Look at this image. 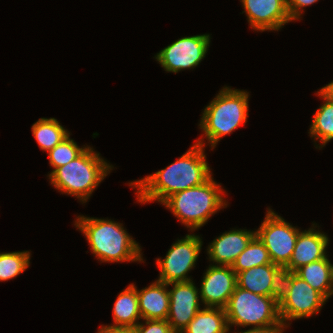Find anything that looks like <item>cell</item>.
<instances>
[{
	"instance_id": "13",
	"label": "cell",
	"mask_w": 333,
	"mask_h": 333,
	"mask_svg": "<svg viewBox=\"0 0 333 333\" xmlns=\"http://www.w3.org/2000/svg\"><path fill=\"white\" fill-rule=\"evenodd\" d=\"M250 28L257 31H278L291 22L286 0H240Z\"/></svg>"
},
{
	"instance_id": "4",
	"label": "cell",
	"mask_w": 333,
	"mask_h": 333,
	"mask_svg": "<svg viewBox=\"0 0 333 333\" xmlns=\"http://www.w3.org/2000/svg\"><path fill=\"white\" fill-rule=\"evenodd\" d=\"M249 92L223 87L207 105L200 120L199 128L214 149L227 134L247 122Z\"/></svg>"
},
{
	"instance_id": "22",
	"label": "cell",
	"mask_w": 333,
	"mask_h": 333,
	"mask_svg": "<svg viewBox=\"0 0 333 333\" xmlns=\"http://www.w3.org/2000/svg\"><path fill=\"white\" fill-rule=\"evenodd\" d=\"M32 134L40 149L49 152L68 137L70 132L55 118H40L32 125Z\"/></svg>"
},
{
	"instance_id": "10",
	"label": "cell",
	"mask_w": 333,
	"mask_h": 333,
	"mask_svg": "<svg viewBox=\"0 0 333 333\" xmlns=\"http://www.w3.org/2000/svg\"><path fill=\"white\" fill-rule=\"evenodd\" d=\"M327 299L293 272V284L284 300L279 304V314L284 328L290 320L309 318L317 314ZM288 323H287V322Z\"/></svg>"
},
{
	"instance_id": "26",
	"label": "cell",
	"mask_w": 333,
	"mask_h": 333,
	"mask_svg": "<svg viewBox=\"0 0 333 333\" xmlns=\"http://www.w3.org/2000/svg\"><path fill=\"white\" fill-rule=\"evenodd\" d=\"M293 284V271L286 266H278L272 276L271 297L280 304Z\"/></svg>"
},
{
	"instance_id": "8",
	"label": "cell",
	"mask_w": 333,
	"mask_h": 333,
	"mask_svg": "<svg viewBox=\"0 0 333 333\" xmlns=\"http://www.w3.org/2000/svg\"><path fill=\"white\" fill-rule=\"evenodd\" d=\"M202 245L200 236L194 234L173 243L164 259H156L160 270L158 281L166 284L192 281L187 275L195 267Z\"/></svg>"
},
{
	"instance_id": "28",
	"label": "cell",
	"mask_w": 333,
	"mask_h": 333,
	"mask_svg": "<svg viewBox=\"0 0 333 333\" xmlns=\"http://www.w3.org/2000/svg\"><path fill=\"white\" fill-rule=\"evenodd\" d=\"M318 0H286L288 14L292 21L301 19L304 7L313 5Z\"/></svg>"
},
{
	"instance_id": "25",
	"label": "cell",
	"mask_w": 333,
	"mask_h": 333,
	"mask_svg": "<svg viewBox=\"0 0 333 333\" xmlns=\"http://www.w3.org/2000/svg\"><path fill=\"white\" fill-rule=\"evenodd\" d=\"M87 147L88 145H84V147L80 148L73 139H70V135L66 137L61 143L48 152L50 166L54 168L48 176L56 168L64 166L68 162L76 159L87 149Z\"/></svg>"
},
{
	"instance_id": "3",
	"label": "cell",
	"mask_w": 333,
	"mask_h": 333,
	"mask_svg": "<svg viewBox=\"0 0 333 333\" xmlns=\"http://www.w3.org/2000/svg\"><path fill=\"white\" fill-rule=\"evenodd\" d=\"M112 169L113 165L88 146L76 159L56 168L49 180L59 192L75 196L84 204Z\"/></svg>"
},
{
	"instance_id": "16",
	"label": "cell",
	"mask_w": 333,
	"mask_h": 333,
	"mask_svg": "<svg viewBox=\"0 0 333 333\" xmlns=\"http://www.w3.org/2000/svg\"><path fill=\"white\" fill-rule=\"evenodd\" d=\"M169 285L154 281L148 287L137 290L139 311L142 320H166L169 313Z\"/></svg>"
},
{
	"instance_id": "19",
	"label": "cell",
	"mask_w": 333,
	"mask_h": 333,
	"mask_svg": "<svg viewBox=\"0 0 333 333\" xmlns=\"http://www.w3.org/2000/svg\"><path fill=\"white\" fill-rule=\"evenodd\" d=\"M229 330L224 308L205 307L181 333H229Z\"/></svg>"
},
{
	"instance_id": "9",
	"label": "cell",
	"mask_w": 333,
	"mask_h": 333,
	"mask_svg": "<svg viewBox=\"0 0 333 333\" xmlns=\"http://www.w3.org/2000/svg\"><path fill=\"white\" fill-rule=\"evenodd\" d=\"M210 34L181 37L155 55L167 72L178 73L194 69L205 58L210 46Z\"/></svg>"
},
{
	"instance_id": "31",
	"label": "cell",
	"mask_w": 333,
	"mask_h": 333,
	"mask_svg": "<svg viewBox=\"0 0 333 333\" xmlns=\"http://www.w3.org/2000/svg\"><path fill=\"white\" fill-rule=\"evenodd\" d=\"M319 91L333 102V81L322 87Z\"/></svg>"
},
{
	"instance_id": "11",
	"label": "cell",
	"mask_w": 333,
	"mask_h": 333,
	"mask_svg": "<svg viewBox=\"0 0 333 333\" xmlns=\"http://www.w3.org/2000/svg\"><path fill=\"white\" fill-rule=\"evenodd\" d=\"M173 286L168 289L170 295L169 313L167 321L175 333H181L201 310L199 300V289L192 281L172 282L168 284Z\"/></svg>"
},
{
	"instance_id": "23",
	"label": "cell",
	"mask_w": 333,
	"mask_h": 333,
	"mask_svg": "<svg viewBox=\"0 0 333 333\" xmlns=\"http://www.w3.org/2000/svg\"><path fill=\"white\" fill-rule=\"evenodd\" d=\"M273 264L264 243L256 235L231 266L236 274L252 267Z\"/></svg>"
},
{
	"instance_id": "20",
	"label": "cell",
	"mask_w": 333,
	"mask_h": 333,
	"mask_svg": "<svg viewBox=\"0 0 333 333\" xmlns=\"http://www.w3.org/2000/svg\"><path fill=\"white\" fill-rule=\"evenodd\" d=\"M275 264H266L244 270L237 274V286L264 296H271V284Z\"/></svg>"
},
{
	"instance_id": "24",
	"label": "cell",
	"mask_w": 333,
	"mask_h": 333,
	"mask_svg": "<svg viewBox=\"0 0 333 333\" xmlns=\"http://www.w3.org/2000/svg\"><path fill=\"white\" fill-rule=\"evenodd\" d=\"M29 251L0 253V281L16 278L30 266Z\"/></svg>"
},
{
	"instance_id": "14",
	"label": "cell",
	"mask_w": 333,
	"mask_h": 333,
	"mask_svg": "<svg viewBox=\"0 0 333 333\" xmlns=\"http://www.w3.org/2000/svg\"><path fill=\"white\" fill-rule=\"evenodd\" d=\"M255 236L256 231L247 229H233L222 233L209 244L208 259L213 265L216 263V265L232 266Z\"/></svg>"
},
{
	"instance_id": "21",
	"label": "cell",
	"mask_w": 333,
	"mask_h": 333,
	"mask_svg": "<svg viewBox=\"0 0 333 333\" xmlns=\"http://www.w3.org/2000/svg\"><path fill=\"white\" fill-rule=\"evenodd\" d=\"M323 99V104L315 112L309 134L314 141L319 139L320 146L315 148L324 147L330 140H333V102L326 98L320 91L316 93Z\"/></svg>"
},
{
	"instance_id": "18",
	"label": "cell",
	"mask_w": 333,
	"mask_h": 333,
	"mask_svg": "<svg viewBox=\"0 0 333 333\" xmlns=\"http://www.w3.org/2000/svg\"><path fill=\"white\" fill-rule=\"evenodd\" d=\"M113 324L111 326L135 327L142 319L134 283L120 292L113 306Z\"/></svg>"
},
{
	"instance_id": "5",
	"label": "cell",
	"mask_w": 333,
	"mask_h": 333,
	"mask_svg": "<svg viewBox=\"0 0 333 333\" xmlns=\"http://www.w3.org/2000/svg\"><path fill=\"white\" fill-rule=\"evenodd\" d=\"M221 185L211 176L203 184L169 196L163 203L191 231L204 226L209 218L228 206ZM227 205V206H226Z\"/></svg>"
},
{
	"instance_id": "1",
	"label": "cell",
	"mask_w": 333,
	"mask_h": 333,
	"mask_svg": "<svg viewBox=\"0 0 333 333\" xmlns=\"http://www.w3.org/2000/svg\"><path fill=\"white\" fill-rule=\"evenodd\" d=\"M202 138L166 168L129 183L130 187L137 189V201L142 204L158 201L162 204L169 196L206 182L212 172L206 161Z\"/></svg>"
},
{
	"instance_id": "7",
	"label": "cell",
	"mask_w": 333,
	"mask_h": 333,
	"mask_svg": "<svg viewBox=\"0 0 333 333\" xmlns=\"http://www.w3.org/2000/svg\"><path fill=\"white\" fill-rule=\"evenodd\" d=\"M300 229L286 222L280 215L267 210L256 235L264 243L270 260L278 266H287L294 251Z\"/></svg>"
},
{
	"instance_id": "6",
	"label": "cell",
	"mask_w": 333,
	"mask_h": 333,
	"mask_svg": "<svg viewBox=\"0 0 333 333\" xmlns=\"http://www.w3.org/2000/svg\"><path fill=\"white\" fill-rule=\"evenodd\" d=\"M229 329L240 327H284L279 304L271 296L259 295L236 286L224 307Z\"/></svg>"
},
{
	"instance_id": "17",
	"label": "cell",
	"mask_w": 333,
	"mask_h": 333,
	"mask_svg": "<svg viewBox=\"0 0 333 333\" xmlns=\"http://www.w3.org/2000/svg\"><path fill=\"white\" fill-rule=\"evenodd\" d=\"M295 273L327 300L333 295V264L327 256L300 267Z\"/></svg>"
},
{
	"instance_id": "30",
	"label": "cell",
	"mask_w": 333,
	"mask_h": 333,
	"mask_svg": "<svg viewBox=\"0 0 333 333\" xmlns=\"http://www.w3.org/2000/svg\"><path fill=\"white\" fill-rule=\"evenodd\" d=\"M284 327H251L246 331L238 333H283ZM237 333V332H235Z\"/></svg>"
},
{
	"instance_id": "27",
	"label": "cell",
	"mask_w": 333,
	"mask_h": 333,
	"mask_svg": "<svg viewBox=\"0 0 333 333\" xmlns=\"http://www.w3.org/2000/svg\"><path fill=\"white\" fill-rule=\"evenodd\" d=\"M135 333H175L167 320H145L134 327Z\"/></svg>"
},
{
	"instance_id": "29",
	"label": "cell",
	"mask_w": 333,
	"mask_h": 333,
	"mask_svg": "<svg viewBox=\"0 0 333 333\" xmlns=\"http://www.w3.org/2000/svg\"><path fill=\"white\" fill-rule=\"evenodd\" d=\"M97 333H135L134 327L101 325Z\"/></svg>"
},
{
	"instance_id": "12",
	"label": "cell",
	"mask_w": 333,
	"mask_h": 333,
	"mask_svg": "<svg viewBox=\"0 0 333 333\" xmlns=\"http://www.w3.org/2000/svg\"><path fill=\"white\" fill-rule=\"evenodd\" d=\"M237 286V274L231 266L209 265L201 282L200 299L204 307L224 308Z\"/></svg>"
},
{
	"instance_id": "15",
	"label": "cell",
	"mask_w": 333,
	"mask_h": 333,
	"mask_svg": "<svg viewBox=\"0 0 333 333\" xmlns=\"http://www.w3.org/2000/svg\"><path fill=\"white\" fill-rule=\"evenodd\" d=\"M317 224H312L308 230L300 231L294 251L290 258L289 264L286 266L291 271L295 272L300 267L312 263L313 261L324 259L326 248L329 244L328 236L315 230Z\"/></svg>"
},
{
	"instance_id": "2",
	"label": "cell",
	"mask_w": 333,
	"mask_h": 333,
	"mask_svg": "<svg viewBox=\"0 0 333 333\" xmlns=\"http://www.w3.org/2000/svg\"><path fill=\"white\" fill-rule=\"evenodd\" d=\"M74 226L83 232L92 253L102 262H144L139 244L123 224L111 219L77 216Z\"/></svg>"
}]
</instances>
